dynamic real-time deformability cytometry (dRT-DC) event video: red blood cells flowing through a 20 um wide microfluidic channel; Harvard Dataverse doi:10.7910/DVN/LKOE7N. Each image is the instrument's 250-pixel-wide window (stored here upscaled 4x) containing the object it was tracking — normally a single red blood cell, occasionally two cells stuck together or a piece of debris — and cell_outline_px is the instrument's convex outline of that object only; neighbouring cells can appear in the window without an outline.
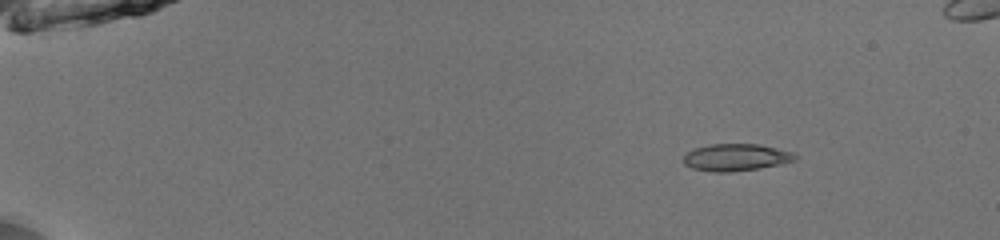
{"species": "common noctule bat (a hibernating species)", "species_latin": "Nyctalus noctula", "temperature_condition": "room temperature", "stored_images_in_passage": 52, "camera_frame_rate_fps": 3000, "um_per_image_px": 0.085, "animal": {"sex": "male", "body_mass_g": 13.0, "forearm_length_mm": 53.1}, "frame": {"image": 1, "passage_image": 8, "time_ms": 2.333, "image_size_px": [1000, 240], "cell_outline_px": [[800, 156], [792, 160], [780, 164], [760, 168], [728, 172], [712, 172], [692, 168], [684, 164], [684, 156], [688, 152], [696, 148], [712, 144], [760, 144], [792, 152]], "centroid_in_image_um": [62.56, 13.38], "position_along_channel_um": 22.4, "area_um2": 17.46}}
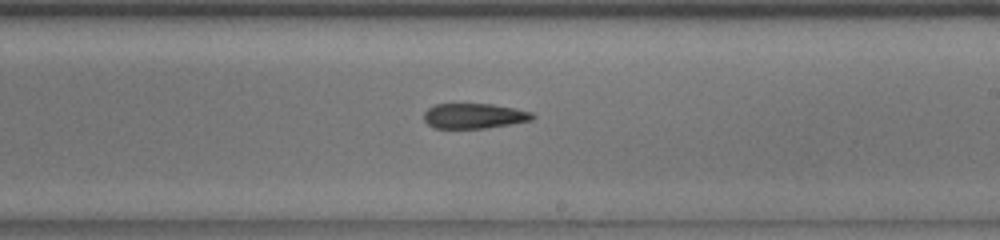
{"frame": {"image": 2, "passage_image": 33, "time_ms": 10.667, "image_size_px": [1000, 240], "cell_outline_px": [[536, 116], [532, 120], [484, 128], [436, 128], [428, 124], [424, 120], [424, 112], [428, 108], [436, 104], [492, 104], [532, 112]], "centroid_in_image_um": [40.28, 9.85], "position_along_channel_um": 248.7, "area_um2": 15.72}}
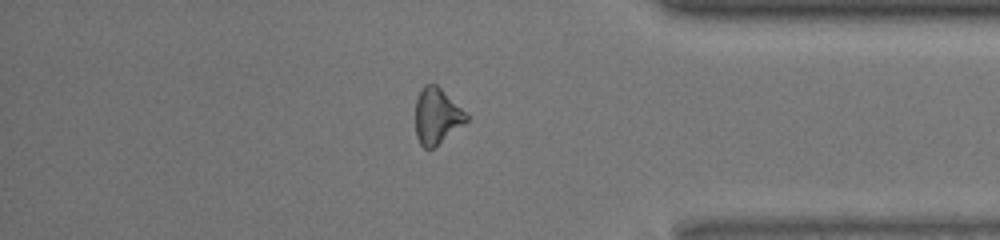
{"frame": {"image": 3, "passage_image": 45, "time_ms": 14.667, "image_size_px": [1000, 240], "cell_outline_px": [[468, 120], [432, 148], [424, 148], [420, 144], [416, 136], [416, 100], [424, 84], [436, 84], [468, 116]], "centroid_in_image_um": [37.09, 9.86], "position_along_channel_um": 398.1, "area_um2": 15.95}}